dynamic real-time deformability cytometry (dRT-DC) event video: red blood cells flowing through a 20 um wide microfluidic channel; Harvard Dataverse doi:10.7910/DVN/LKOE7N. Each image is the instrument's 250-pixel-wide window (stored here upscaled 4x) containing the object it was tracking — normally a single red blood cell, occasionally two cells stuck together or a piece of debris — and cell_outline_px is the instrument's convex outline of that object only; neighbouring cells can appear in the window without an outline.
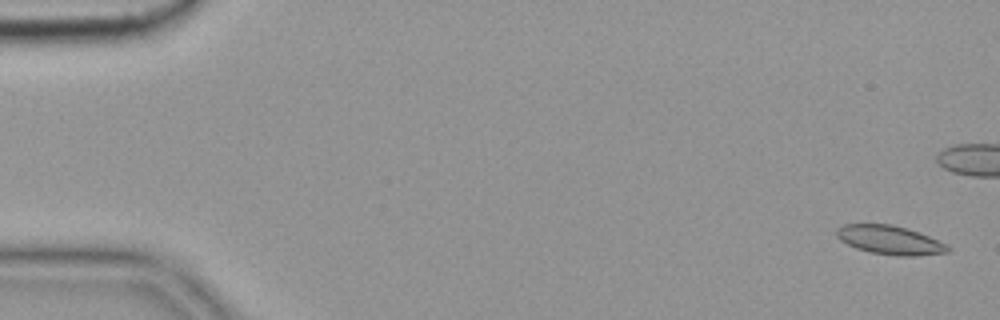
{"species": "common noctule bat (a hibernating species)", "species_latin": "Nyctalus noctula", "temperature_condition": "cold", "stored_images_in_passage": 8, "camera_frame_rate_fps": 3000, "um_per_image_px": 0.085, "animal": {"sex": "female", "body_mass_g": 19.9}, "frame": {"image": 1, "passage_image": 1, "time_ms": 0.0, "image_size_px": [1000, 320], "cell_outline_px": [[952, 248], [948, 252], [916, 256], [896, 256], [868, 252], [856, 248], [840, 240], [836, 236], [836, 228], [844, 224], [892, 224], [908, 228], [928, 236]], "centroid_in_image_um": [75.6, 20.4], "position_along_channel_um": 9.4, "area_um2": 18.73}}
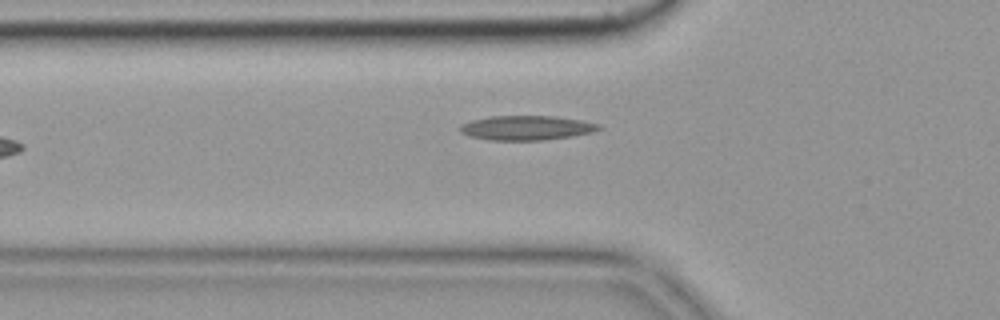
{"frame": {"image": 2, "passage_image": 7, "time_ms": 2.0, "image_size_px": [1000, 320], "cell_outline_px": [[604, 128], [592, 132], [572, 136], [540, 140], [488, 140], [468, 136], [460, 132], [460, 124], [472, 120], [492, 116], [556, 116], [580, 120], [600, 124]], "centroid_in_image_um": [44.75, 10.86], "position_along_channel_um": 81.1, "area_um2": 19.83}}
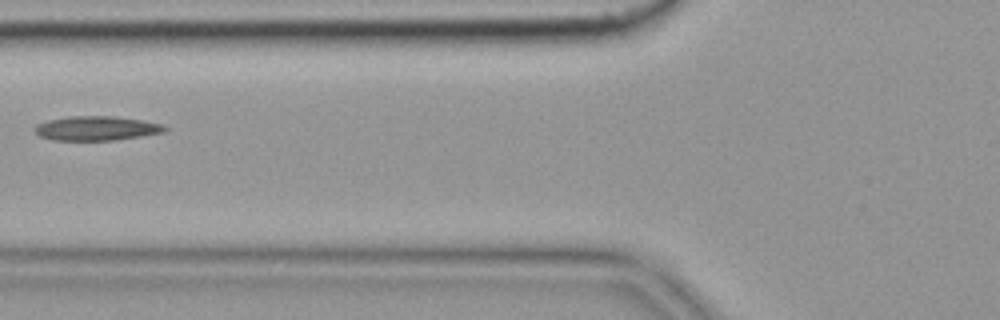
{"frame": {"image": 3, "passage_image": 8, "time_ms": 2.333, "image_size_px": [1000, 320], "cell_outline_px": [[168, 128], [164, 132], [116, 140], [52, 140], [40, 136], [32, 128], [36, 124], [48, 120], [68, 116], [112, 116], [144, 120], [164, 124]], "centroid_in_image_um": [8.2, 10.9], "position_along_channel_um": 117.6, "area_um2": 18.55}}